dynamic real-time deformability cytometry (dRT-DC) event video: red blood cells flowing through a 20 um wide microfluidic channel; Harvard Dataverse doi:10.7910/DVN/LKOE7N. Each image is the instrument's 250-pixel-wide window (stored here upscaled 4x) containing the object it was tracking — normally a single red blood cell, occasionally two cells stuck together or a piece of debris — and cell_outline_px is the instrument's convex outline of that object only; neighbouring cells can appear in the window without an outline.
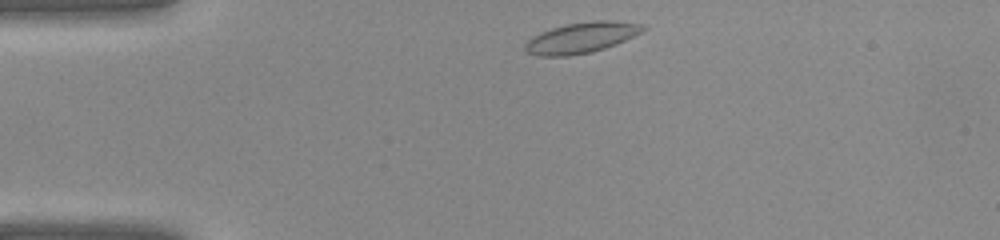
{"species": "common noctule bat (a hibernating species)", "species_latin": "Nyctalus noctula", "temperature_condition": "warm", "stored_images_in_passage": 32, "camera_frame_rate_fps": 3000, "um_per_image_px": 0.085, "animal": {"sex": "female", "body_mass_g": 22.0, "forearm_length_mm": 56.7}, "frame": {"image": 1, "passage_image": 1, "time_ms": 0.0, "image_size_px": [1000, 240], "cell_outline_px": [[648, 28], [644, 32], [616, 44], [592, 52], [568, 56], [536, 56], [528, 52], [524, 48], [524, 44], [532, 36], [540, 32], [552, 28], [568, 24], [592, 20], [612, 20], [644, 24]], "centroid_in_image_um": [49.46, 3.19], "position_along_channel_um": 35.5, "area_um2": 21.33}}
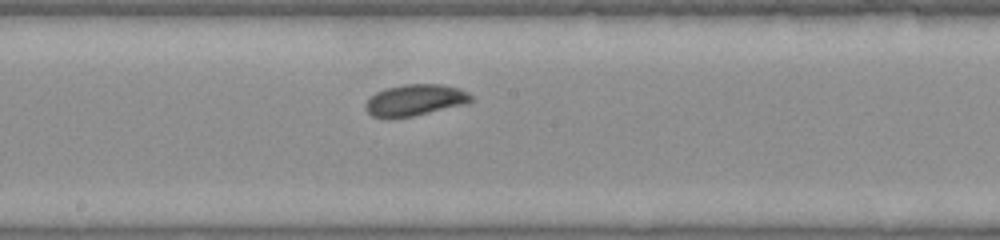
{"frame": {"image": 2, "passage_image": 14, "time_ms": 4.333, "image_size_px": [1000, 240], "cell_outline_px": [[472, 100], [468, 104], [412, 116], [372, 116], [364, 108], [364, 104], [376, 92], [388, 88], [404, 84], [440, 84], [460, 88], [468, 92], [472, 96]], "centroid_in_image_um": [35.34, 8.48], "position_along_channel_um": 212.9, "area_um2": 19.02}}
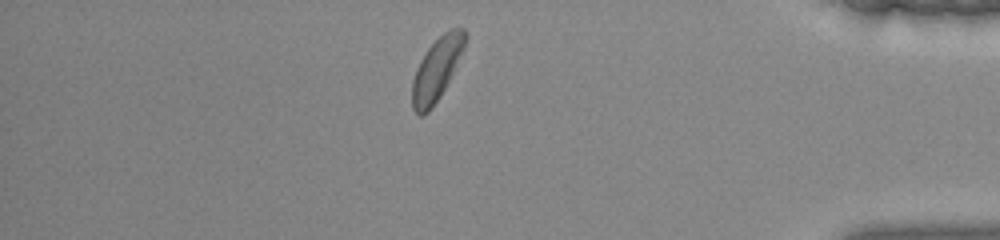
{"frame": {"image": 3, "passage_image": 27, "time_ms": 8.667, "image_size_px": [1000, 240], "cell_outline_px": [[468, 36], [464, 48], [440, 96], [432, 108], [428, 112], [420, 116], [412, 108], [412, 80], [416, 68], [420, 60], [428, 48], [448, 28], [464, 28]], "centroid_in_image_um": [37.11, 5.86], "position_along_channel_um": 398.1, "area_um2": 19.07}}